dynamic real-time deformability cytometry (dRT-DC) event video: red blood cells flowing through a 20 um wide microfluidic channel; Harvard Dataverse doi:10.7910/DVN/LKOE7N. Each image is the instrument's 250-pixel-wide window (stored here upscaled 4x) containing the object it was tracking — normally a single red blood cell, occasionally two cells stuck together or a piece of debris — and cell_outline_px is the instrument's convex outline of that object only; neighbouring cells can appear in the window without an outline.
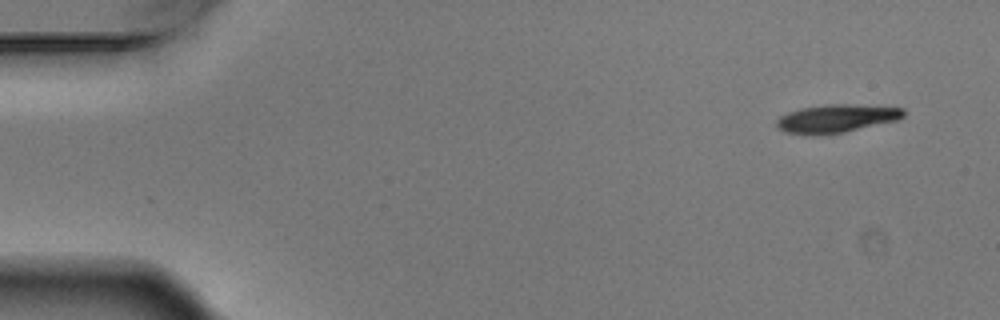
{"species": "Egyptian fruit bat (a non-hibernating species)", "species_latin": "Rousettus aegyptiacus", "temperature_condition": "warm", "stored_images_in_passage": 6, "camera_frame_rate_fps": 3000, "um_per_image_px": 0.085, "animal": {"sex": "male"}, "frame": {"image": 1, "passage_image": 1, "time_ms": 0.0, "image_size_px": [1000, 320], "cell_outline_px": [[904, 116], [896, 120], [844, 132], [812, 136], [808, 136], [784, 132], [776, 124], [776, 120], [780, 116], [788, 112], [800, 108], [828, 104], [848, 104], [904, 108]], "centroid_in_image_um": [71.03, 10.08], "position_along_channel_um": 14.0, "area_um2": 20.81}}
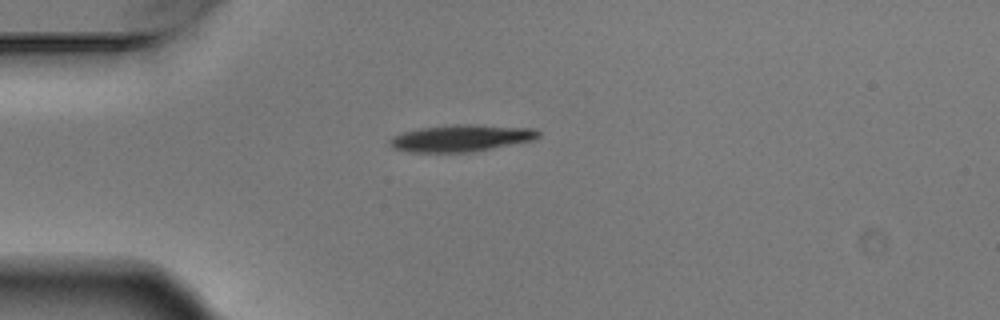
{"frame": {"image": 2, "passage_image": 4, "time_ms": 1.0, "image_size_px": [1000, 320], "cell_outline_px": [[540, 136], [536, 140], [472, 152], [408, 152], [392, 148], [388, 144], [388, 140], [392, 136], [404, 132], [420, 128], [452, 124], [472, 124], [536, 128], [540, 132]], "centroid_in_image_um": [39.22, 11.74], "position_along_channel_um": 45.8, "area_um2": 23.64}}
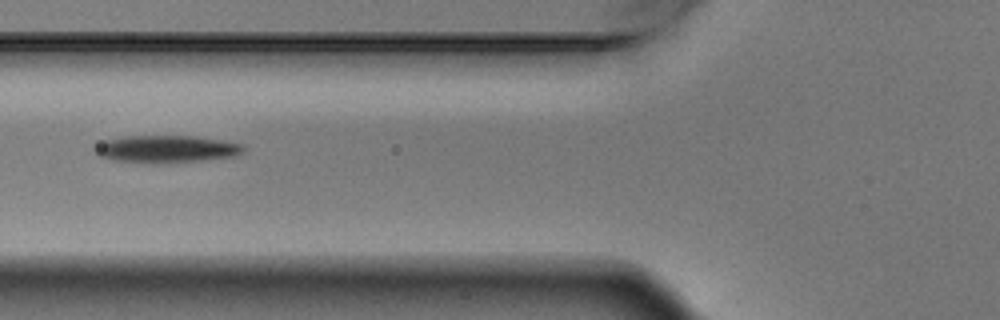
{"frame": {"image": 3, "passage_image": 6, "time_ms": 1.667, "image_size_px": [1000, 320], "cell_outline_px": [[244, 152], [236, 156], [164, 164], [148, 164], [108, 160], [100, 156], [92, 148], [96, 144], [104, 140], [124, 136], [196, 136], [244, 144]], "centroid_in_image_um": [14.09, 12.68], "position_along_channel_um": 111.7, "area_um2": 24.16}}